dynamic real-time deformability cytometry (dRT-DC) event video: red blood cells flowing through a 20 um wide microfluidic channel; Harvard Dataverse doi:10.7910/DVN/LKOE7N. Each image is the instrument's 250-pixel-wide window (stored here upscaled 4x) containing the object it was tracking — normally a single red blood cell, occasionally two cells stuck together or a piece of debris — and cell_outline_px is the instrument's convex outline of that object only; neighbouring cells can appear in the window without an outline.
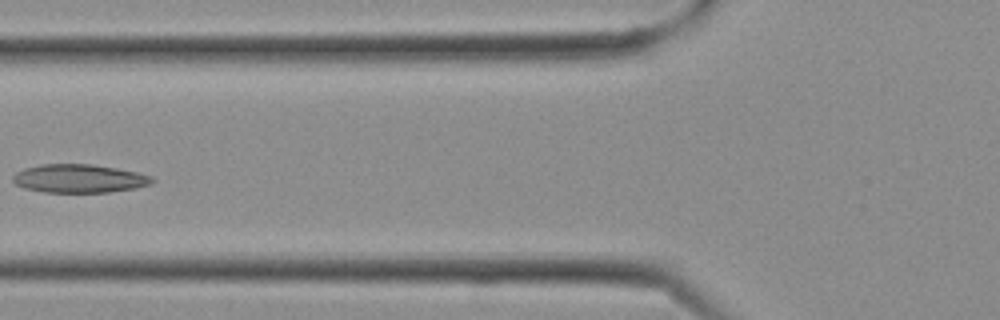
{"species": "Egyptian fruit bat (a non-hibernating species)", "species_latin": "Rousettus aegyptiacus", "temperature_condition": "cold", "stored_images_in_passage": 27, "camera_frame_rate_fps": 3000, "um_per_image_px": 0.085, "frame": {"image": 1, "passage_image": 10, "time_ms": 3.0, "image_size_px": [1000, 320], "cell_outline_px": [[156, 180], [152, 184], [136, 188], [108, 192], [44, 192], [24, 188], [16, 184], [12, 180], [12, 176], [16, 172], [24, 168], [40, 164], [92, 164], [116, 168], [136, 172], [152, 176]], "centroid_in_image_um": [6.73, 15.17], "position_along_channel_um": 119.1, "area_um2": 23.18}}
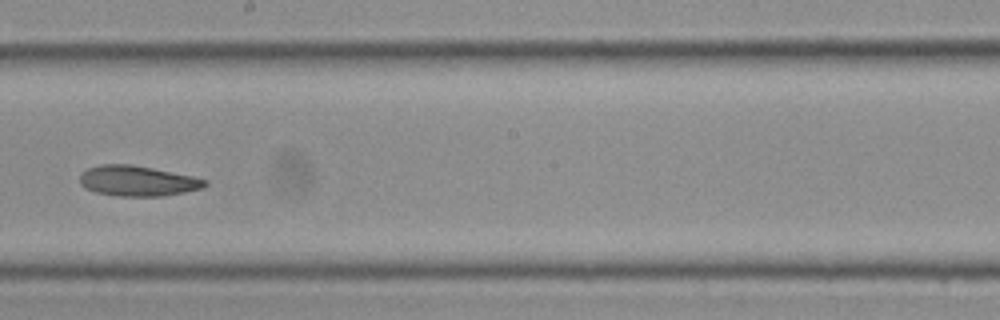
{"frame": {"image": 2, "passage_image": 15, "time_ms": 4.667, "image_size_px": [1000, 320], "cell_outline_px": [[208, 184], [200, 188], [184, 192], [164, 196], [116, 196], [96, 192], [84, 188], [80, 184], [80, 172], [88, 168], [100, 164], [132, 164], [192, 176], [208, 180]], "centroid_in_image_um": [11.65, 15.37], "position_along_channel_um": 236.6, "area_um2": 22.2}}
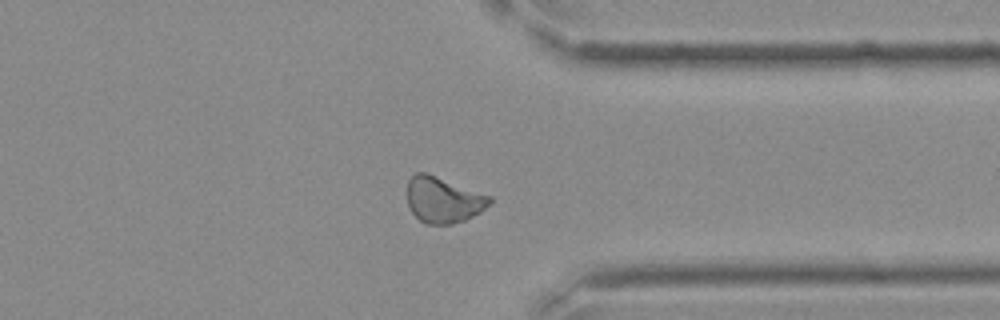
{"frame": {"image": 3, "passage_image": 21, "time_ms": 6.667, "image_size_px": [1000, 320], "cell_outline_px": [[492, 200], [480, 212], [464, 220], [452, 224], [424, 224], [408, 208], [408, 180], [416, 172], [424, 172], [492, 196]], "centroid_in_image_um": [37.66, 16.99], "position_along_channel_um": 373.7, "area_um2": 21.85}}